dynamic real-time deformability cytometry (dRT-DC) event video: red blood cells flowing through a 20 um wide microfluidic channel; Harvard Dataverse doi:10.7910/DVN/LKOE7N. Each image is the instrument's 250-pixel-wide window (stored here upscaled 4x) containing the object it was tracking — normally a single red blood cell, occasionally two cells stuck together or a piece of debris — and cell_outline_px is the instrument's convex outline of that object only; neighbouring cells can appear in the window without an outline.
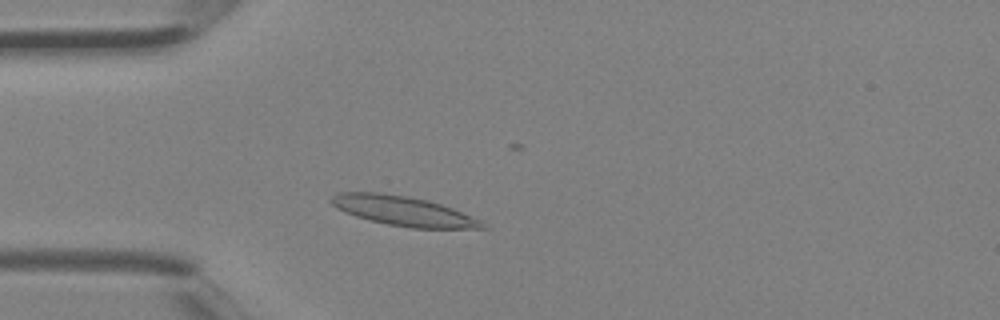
{"species": "Egyptian fruit bat (a non-hibernating species)", "species_latin": "Rousettus aegyptiacus", "temperature_condition": "room temperature", "stored_images_in_passage": 2, "camera_frame_rate_fps": 3000, "um_per_image_px": 0.085, "animal": {"sex": "female"}, "frame": {"image": 1, "passage_image": 2, "time_ms": 0.333, "image_size_px": [1000, 320], "cell_outline_px": [[488, 228], [412, 228], [388, 224], [368, 220], [344, 212], [336, 208], [328, 200], [332, 196], [340, 192], [380, 192], [408, 196], [428, 200], [452, 208], [480, 220]], "centroid_in_image_um": [34.22, 17.92], "position_along_channel_um": 50.8, "area_um2": 25.95}}